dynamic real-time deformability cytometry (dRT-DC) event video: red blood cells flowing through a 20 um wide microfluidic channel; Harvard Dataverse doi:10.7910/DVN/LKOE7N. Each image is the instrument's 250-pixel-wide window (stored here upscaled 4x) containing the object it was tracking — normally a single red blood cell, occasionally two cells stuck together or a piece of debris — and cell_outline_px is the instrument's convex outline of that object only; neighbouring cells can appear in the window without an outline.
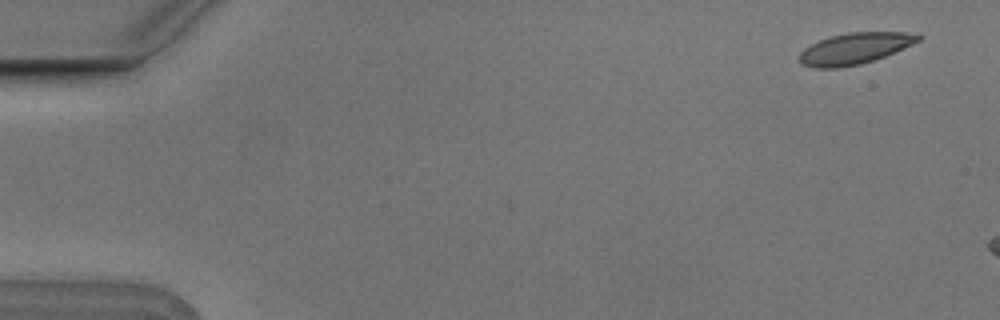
{"species": "Egyptian fruit bat (a non-hibernating species)", "species_latin": "Rousettus aegyptiacus", "temperature_condition": "cold", "stored_images_in_passage": 4, "camera_frame_rate_fps": 3000, "um_per_image_px": 0.085, "animal": {"sex": "male"}, "frame": {"image": 1, "passage_image": 1, "time_ms": 0.0, "image_size_px": [1000, 320], "cell_outline_px": [[920, 40], [904, 48], [884, 56], [860, 64], [840, 68], [812, 68], [800, 64], [796, 60], [796, 56], [804, 48], [820, 40], [832, 36], [848, 32], [904, 32], [920, 36]], "centroid_in_image_um": [72.55, 4.14], "position_along_channel_um": 12.4, "area_um2": 21.62}}